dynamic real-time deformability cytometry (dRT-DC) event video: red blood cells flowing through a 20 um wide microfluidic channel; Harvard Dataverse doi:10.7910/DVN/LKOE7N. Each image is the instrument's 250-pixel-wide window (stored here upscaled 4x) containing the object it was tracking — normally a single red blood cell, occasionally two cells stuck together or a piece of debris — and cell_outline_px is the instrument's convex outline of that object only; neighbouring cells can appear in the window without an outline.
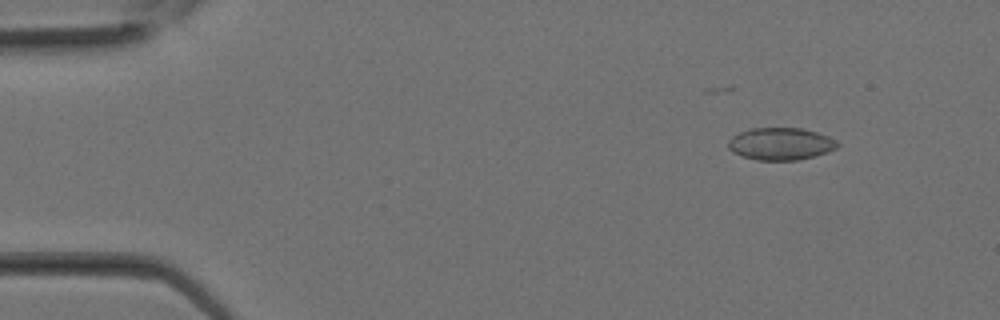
{"species": "Egyptian fruit bat (a non-hibernating species)", "species_latin": "Rousettus aegyptiacus", "temperature_condition": "room temperature", "stored_images_in_passage": 12, "camera_frame_rate_fps": 3000, "um_per_image_px": 0.085, "animal": {"sex": "female"}, "frame": {"image": 1, "passage_image": 3, "time_ms": 0.667, "image_size_px": [1000, 320], "cell_outline_px": [[840, 144], [836, 148], [828, 152], [800, 160], [756, 160], [744, 156], [728, 148], [728, 140], [732, 136], [740, 132], [752, 128], [800, 128], [816, 132], [828, 136], [836, 140]], "centroid_in_image_um": [66.38, 12.22], "position_along_channel_um": 18.6, "area_um2": 20.46}}
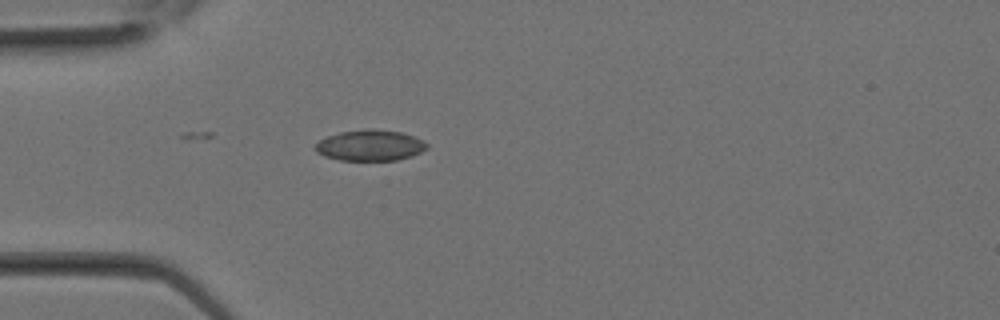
{"frame": {"image": 2, "passage_image": 8, "time_ms": 2.333, "image_size_px": [1000, 320], "cell_outline_px": [[428, 148], [412, 156], [396, 160], [340, 160], [324, 156], [316, 152], [312, 148], [320, 140], [328, 136], [340, 132], [400, 132], [416, 136], [424, 140], [428, 144]], "centroid_in_image_um": [31.47, 12.41], "position_along_channel_um": 53.5, "area_um2": 19.36}}
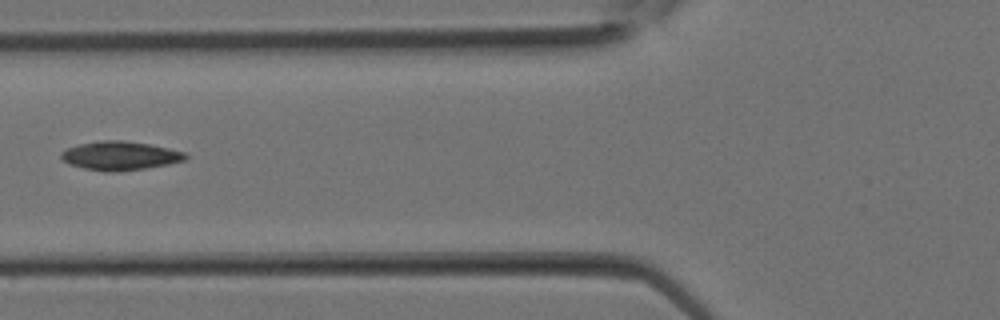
{"frame": {"image": 3, "passage_image": 11, "time_ms": 3.333, "image_size_px": [1000, 320], "cell_outline_px": [[188, 156], [184, 160], [168, 164], [120, 172], [104, 172], [84, 168], [68, 164], [60, 156], [60, 152], [68, 148], [80, 144], [104, 140], [124, 140], [148, 144], [168, 148], [184, 152]], "centroid_in_image_um": [10.18, 13.24], "position_along_channel_um": 115.6, "area_um2": 20.75}}